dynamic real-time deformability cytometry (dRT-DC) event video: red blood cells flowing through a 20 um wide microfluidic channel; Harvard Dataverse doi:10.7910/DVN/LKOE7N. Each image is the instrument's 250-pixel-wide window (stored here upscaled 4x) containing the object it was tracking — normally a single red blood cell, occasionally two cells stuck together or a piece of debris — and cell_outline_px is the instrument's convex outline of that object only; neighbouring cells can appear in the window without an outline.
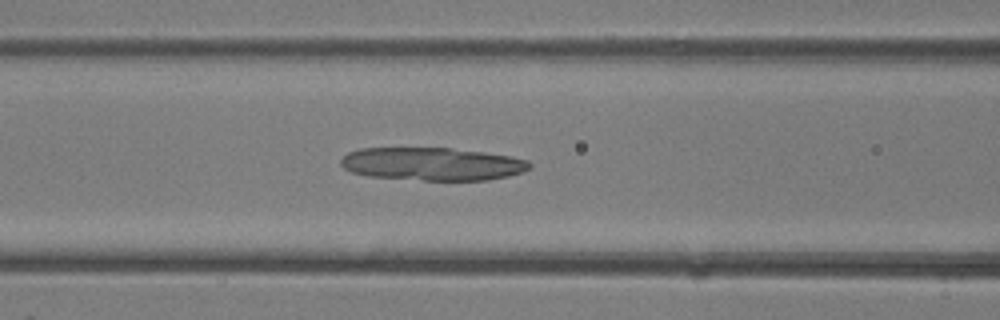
{"species": "common noctule bat (a hibernating species)", "species_latin": "Nyctalus noctula", "temperature_condition": "room temperature", "stored_images_in_passage": 12, "camera_frame_rate_fps": 3000, "um_per_image_px": 0.085, "animal": {"sex": "female"}, "frame": {"image": 1, "passage_image": 7, "time_ms": 2.0, "image_size_px": [1000, 320], "cell_outline_px": [[532, 168], [524, 172], [508, 176], [488, 180], [424, 180], [368, 176], [352, 172], [344, 168], [340, 164], [340, 160], [348, 152], [360, 148], [452, 148], [484, 152], [512, 156], [528, 160], [532, 164]], "centroid_in_image_um": [36.78, 13.93], "position_along_channel_um": 129.8, "area_um2": 36.47}}
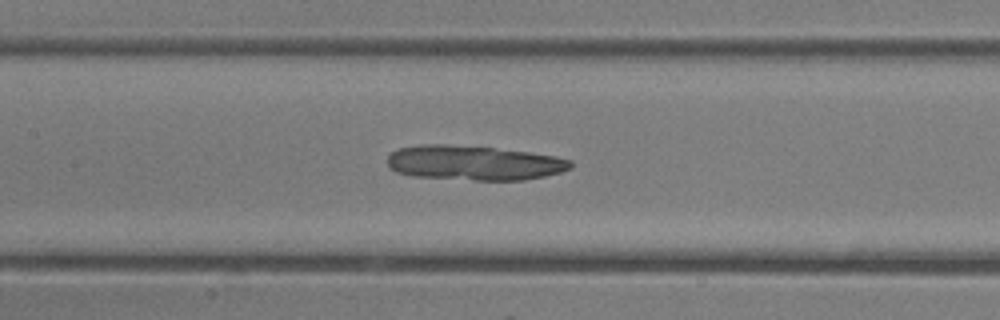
{"frame": {"image": 2, "passage_image": 9, "time_ms": 2.667, "image_size_px": [1000, 320], "cell_outline_px": [[572, 168], [560, 172], [544, 176], [524, 180], [476, 180], [412, 176], [396, 172], [388, 164], [388, 156], [392, 152], [400, 148], [420, 144], [448, 144], [492, 148], [528, 152], [556, 156], [572, 160]], "centroid_in_image_um": [40.29, 13.84], "position_along_channel_um": 167.1, "area_um2": 36.93}}
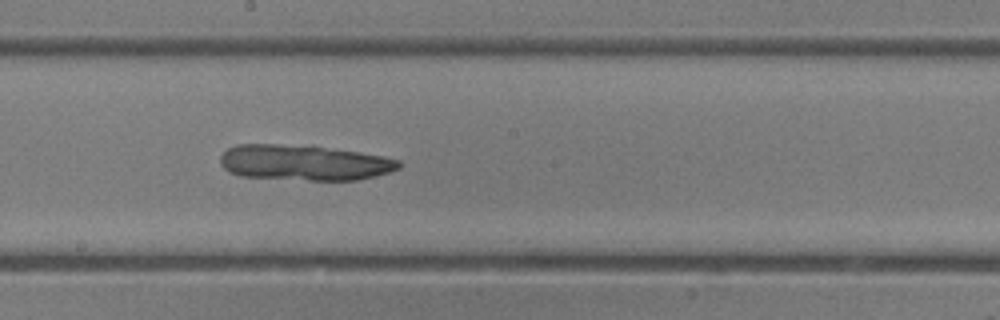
{"frame": {"image": 3, "passage_image": 12, "time_ms": 3.667, "image_size_px": [1000, 320], "cell_outline_px": [[400, 168], [388, 172], [356, 180], [312, 180], [240, 176], [228, 172], [220, 164], [220, 156], [228, 148], [236, 144], [276, 144], [324, 148], [360, 152], [384, 156], [400, 160]], "centroid_in_image_um": [25.81, 13.83], "position_along_channel_um": 222.4, "area_um2": 36.59}}